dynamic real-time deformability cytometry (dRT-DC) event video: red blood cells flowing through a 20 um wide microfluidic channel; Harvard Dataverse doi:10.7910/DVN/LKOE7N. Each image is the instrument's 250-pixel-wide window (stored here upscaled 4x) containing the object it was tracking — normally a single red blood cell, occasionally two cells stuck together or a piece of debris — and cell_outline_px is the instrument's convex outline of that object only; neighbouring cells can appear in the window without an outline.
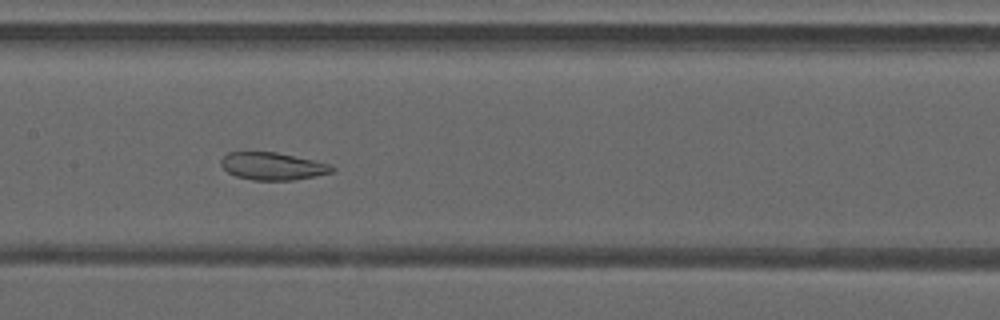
{"species": "common noctule bat (a hibernating species)", "species_latin": "Nyctalus noctula", "temperature_condition": "warm", "stored_images_in_passage": 46, "camera_frame_rate_fps": 3000, "um_per_image_px": 0.085, "animal": {"sex": "male", "forearm_length_mm": 52.5}, "frame": {"image": 1, "passage_image": 22, "time_ms": 7.0, "image_size_px": [1000, 320], "cell_outline_px": [[336, 168], [332, 172], [316, 176], [292, 180], [252, 180], [236, 176], [228, 172], [220, 164], [220, 160], [228, 152], [276, 152], [312, 160], [328, 164]], "centroid_in_image_um": [23.15, 14.13], "position_along_channel_um": 184.3, "area_um2": 17.63}}
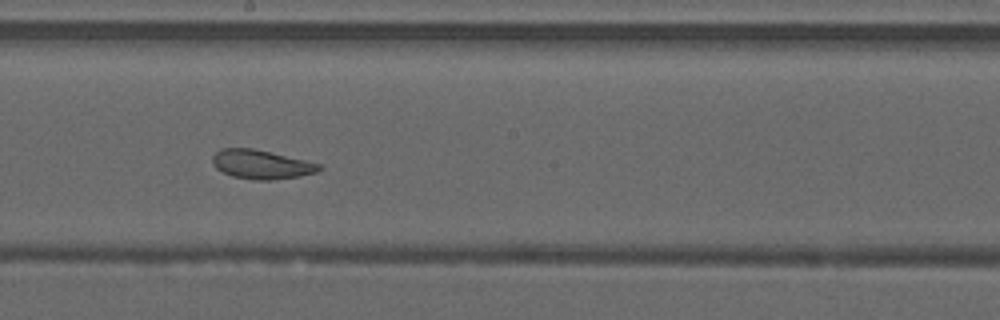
{"frame": {"image": 2, "passage_image": 25, "time_ms": 8.0, "image_size_px": [1000, 320], "cell_outline_px": [[324, 168], [316, 172], [300, 176], [272, 180], [256, 180], [232, 176], [216, 168], [212, 164], [212, 156], [220, 148], [252, 148], [304, 160], [320, 164]], "centroid_in_image_um": [22.19, 13.98], "position_along_channel_um": 226.0, "area_um2": 17.92}}
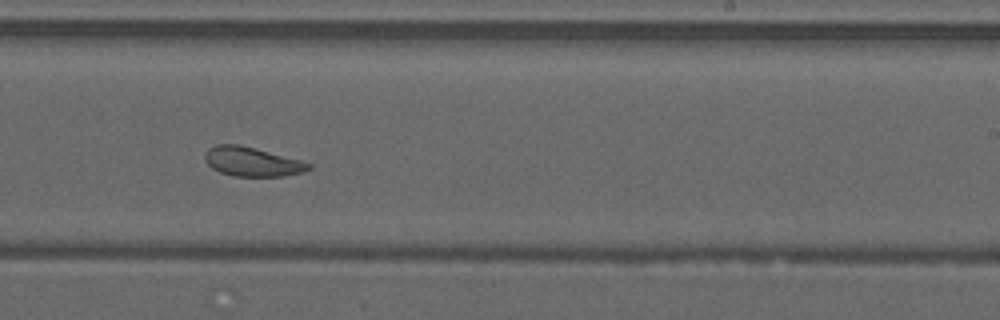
{"frame": {"image": 3, "passage_image": 28, "time_ms": 9.0, "image_size_px": [1000, 320], "cell_outline_px": [[312, 168], [300, 172], [284, 176], [236, 176], [220, 172], [212, 168], [204, 160], [204, 156], [208, 148], [216, 144], [240, 144], [256, 148], [300, 160], [312, 164]], "centroid_in_image_um": [21.4, 13.73], "position_along_channel_um": 267.6, "area_um2": 17.63}, "authors_computed_cell_mechanics": {"area_um2": 20.8369, "velocity_mm_per_s": 4.1943, "shape_relaxation_time_tau1_ms": null, "shape_relaxation_time_tau2_ms": 2.1076, "deformation_change_tau1": null, "deformation_change_tau2": 0.0851}}